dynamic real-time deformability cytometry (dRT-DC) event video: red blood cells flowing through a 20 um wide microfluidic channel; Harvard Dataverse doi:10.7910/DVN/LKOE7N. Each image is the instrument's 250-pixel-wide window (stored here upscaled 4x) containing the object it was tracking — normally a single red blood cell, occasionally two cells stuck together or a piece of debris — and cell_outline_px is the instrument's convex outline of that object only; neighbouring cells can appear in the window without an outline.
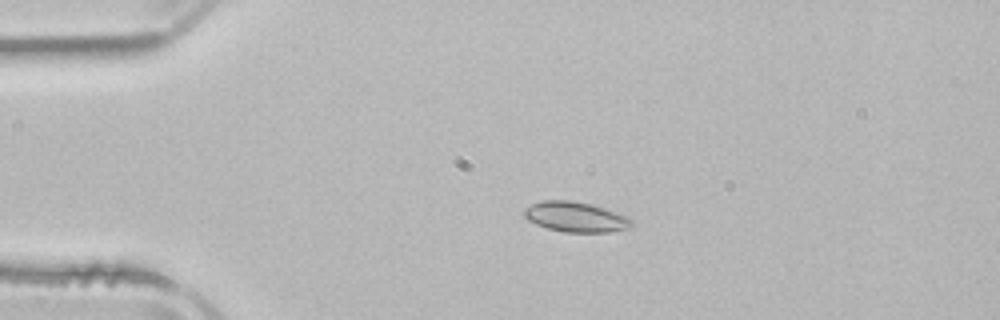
{"species": "common noctule bat (a hibernating species)", "species_latin": "Nyctalus noctula", "temperature_condition": "room temperature", "stored_images_in_passage": 4, "camera_frame_rate_fps": 3000, "um_per_image_px": 0.085, "animal": {"sex": "male", "body_mass_g": 21.5, "forearm_length_mm": 52.0}, "frame": {"image": 1, "passage_image": 2, "time_ms": 1.333, "image_size_px": [1000, 320], "cell_outline_px": [[632, 224], [628, 228], [608, 232], [564, 232], [548, 228], [536, 224], [528, 220], [524, 216], [524, 208], [540, 200], [568, 200], [588, 204], [624, 216], [632, 220]], "centroid_in_image_um": [48.84, 18.44], "position_along_channel_um": 36.2, "area_um2": 18.38}}
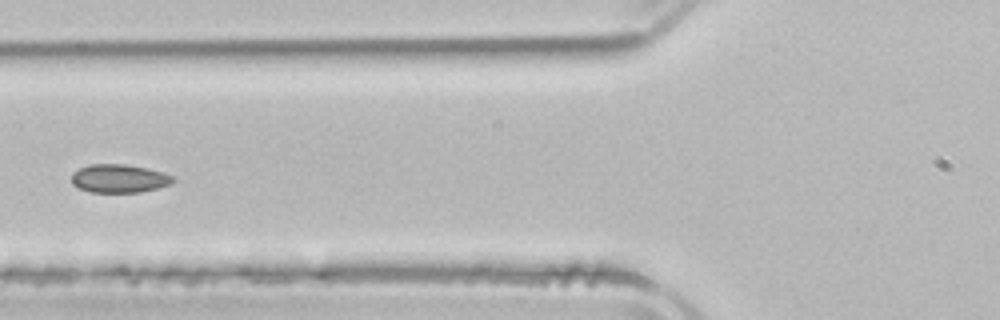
{"frame": {"image": 2, "passage_image": 4, "time_ms": 4.333, "image_size_px": [1000, 320], "cell_outline_px": [[176, 180], [168, 184], [156, 188], [140, 192], [92, 192], [80, 188], [72, 184], [72, 172], [80, 168], [92, 164], [124, 164], [148, 168], [172, 176]], "centroid_in_image_um": [10.1, 15.17], "position_along_channel_um": 115.7, "area_um2": 16.53}}